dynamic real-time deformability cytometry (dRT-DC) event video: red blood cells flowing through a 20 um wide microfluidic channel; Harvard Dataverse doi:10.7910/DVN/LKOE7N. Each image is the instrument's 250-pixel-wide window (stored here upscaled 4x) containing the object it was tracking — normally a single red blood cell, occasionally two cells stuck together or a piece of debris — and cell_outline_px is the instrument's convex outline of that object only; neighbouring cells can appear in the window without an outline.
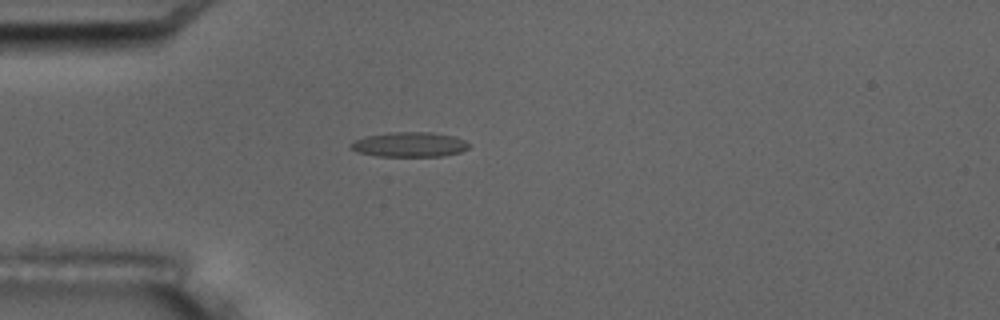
{"species": "common noctule bat (a hibernating species)", "species_latin": "Nyctalus noctula", "temperature_condition": "room temperature", "stored_images_in_passage": 5, "camera_frame_rate_fps": 3000, "um_per_image_px": 0.085, "animal": {"sex": "male", "body_mass_g": 17.5, "forearm_length_mm": 52.3}, "frame": {"image": 1, "passage_image": 4, "time_ms": 3.667, "image_size_px": [1000, 320], "cell_outline_px": [[468, 148], [460, 152], [444, 156], [376, 156], [356, 152], [348, 144], [364, 136], [392, 132], [432, 132], [456, 136], [464, 140], [468, 144]], "centroid_in_image_um": [34.8, 12.28], "position_along_channel_um": 50.2, "area_um2": 17.17}}